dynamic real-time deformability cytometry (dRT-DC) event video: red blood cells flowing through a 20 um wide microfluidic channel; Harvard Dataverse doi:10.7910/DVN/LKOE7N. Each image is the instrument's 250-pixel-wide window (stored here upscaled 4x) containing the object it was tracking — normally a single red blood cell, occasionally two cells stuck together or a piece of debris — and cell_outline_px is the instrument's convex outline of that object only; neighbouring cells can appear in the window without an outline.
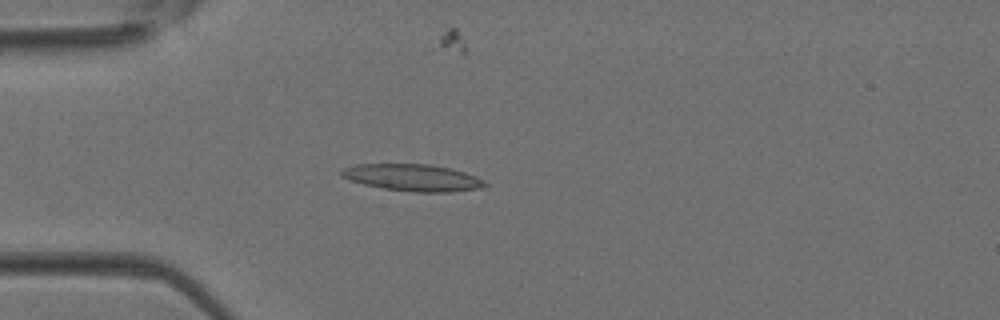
{"species": "Egyptian fruit bat (a non-hibernating species)", "species_latin": "Rousettus aegyptiacus", "temperature_condition": "room temperature", "stored_images_in_passage": 3, "camera_frame_rate_fps": 3000, "um_per_image_px": 0.085, "animal": {"sex": "female"}, "frame": {"image": 1, "passage_image": 2, "time_ms": 0.333, "image_size_px": [1000, 320], "cell_outline_px": [[488, 184], [480, 188], [452, 192], [412, 192], [384, 188], [364, 184], [340, 176], [340, 172], [344, 168], [356, 164], [428, 164], [452, 168], [476, 176], [484, 180]], "centroid_in_image_um": [35.11, 15.09], "position_along_channel_um": 49.9, "area_um2": 22.43}}